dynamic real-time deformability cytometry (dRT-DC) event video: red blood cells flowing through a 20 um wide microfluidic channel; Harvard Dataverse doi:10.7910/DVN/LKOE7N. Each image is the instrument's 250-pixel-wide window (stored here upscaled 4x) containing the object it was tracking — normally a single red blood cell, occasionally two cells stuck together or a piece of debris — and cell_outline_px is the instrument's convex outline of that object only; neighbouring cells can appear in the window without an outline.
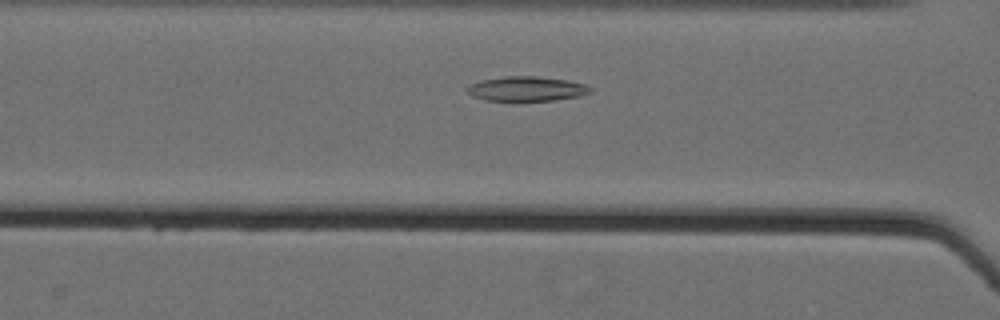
{"species": "Egyptian fruit bat (a non-hibernating species)", "species_latin": "Rousettus aegyptiacus", "temperature_condition": "cold", "stored_images_in_passage": 12, "camera_frame_rate_fps": 3000, "um_per_image_px": 0.085, "animal": {"sex": "female"}, "frame": {"image": 1, "passage_image": 10, "time_ms": 3.0, "image_size_px": [1000, 320], "cell_outline_px": [[592, 92], [580, 96], [556, 100], [516, 104], [512, 104], [484, 100], [472, 96], [464, 88], [468, 84], [480, 80], [504, 76], [536, 76], [568, 80], [584, 84], [592, 88]], "centroid_in_image_um": [44.69, 7.6], "position_along_channel_um": 121.9, "area_um2": 18.9}}